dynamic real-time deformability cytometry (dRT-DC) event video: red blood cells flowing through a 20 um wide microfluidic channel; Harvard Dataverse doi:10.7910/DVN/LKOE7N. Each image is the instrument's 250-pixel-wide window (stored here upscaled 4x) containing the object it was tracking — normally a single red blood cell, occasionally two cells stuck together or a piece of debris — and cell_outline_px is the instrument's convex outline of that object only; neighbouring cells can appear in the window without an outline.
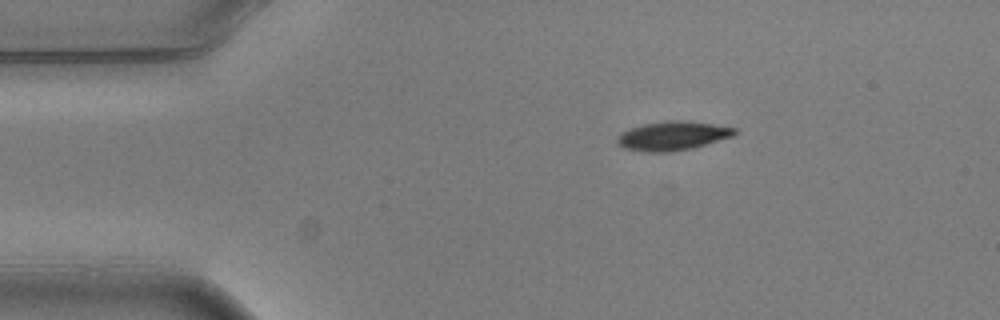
{"species": "common noctule bat (a hibernating species)", "species_latin": "Nyctalus noctula", "temperature_condition": "warm", "stored_images_in_passage": 2, "camera_frame_rate_fps": 3000, "um_per_image_px": 0.085, "animal": {"sex": "male", "body_mass_g": 20.5, "forearm_length_mm": 52.5}, "frame": {"image": 1, "passage_image": 1, "time_ms": 0.0, "image_size_px": [1000, 320], "cell_outline_px": [[736, 132], [732, 136], [692, 148], [668, 152], [644, 152], [624, 148], [616, 144], [616, 136], [620, 132], [644, 124], [664, 120], [688, 120], [736, 128]], "centroid_in_image_um": [57.11, 11.54], "position_along_channel_um": 27.9, "area_um2": 19.88}}